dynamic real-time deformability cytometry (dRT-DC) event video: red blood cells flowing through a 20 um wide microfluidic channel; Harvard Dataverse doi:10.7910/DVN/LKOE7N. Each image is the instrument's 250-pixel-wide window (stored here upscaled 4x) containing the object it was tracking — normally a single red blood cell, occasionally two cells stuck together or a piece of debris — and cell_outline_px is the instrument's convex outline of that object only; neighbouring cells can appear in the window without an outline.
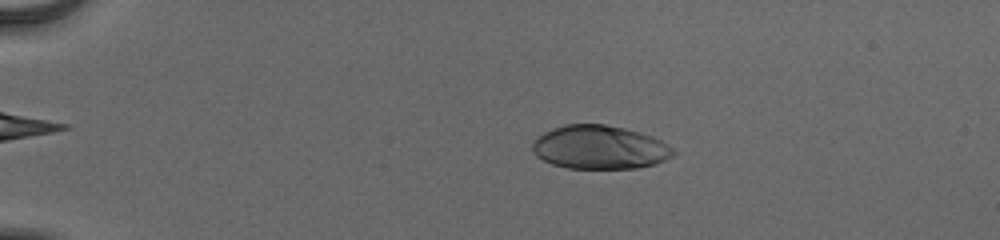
{"species": "human", "species_latin": "Homo sapiens", "temperature_condition": "cold", "stored_images_in_passage": 54, "camera_frame_rate_fps": 3000, "um_per_image_px": 0.085, "donor": {"sex": "male"}, "frame": {"image": 1, "passage_image": 12, "time_ms": 3.667, "image_size_px": [1000, 240], "cell_outline_px": [[676, 152], [672, 156], [656, 164], [636, 168], [568, 168], [552, 164], [536, 156], [532, 152], [532, 144], [544, 132], [552, 128], [564, 124], [604, 124], [624, 128], [640, 132], [652, 136], [668, 144]], "centroid_in_image_um": [50.98, 12.52], "position_along_channel_um": 34.0, "area_um2": 35.78}}
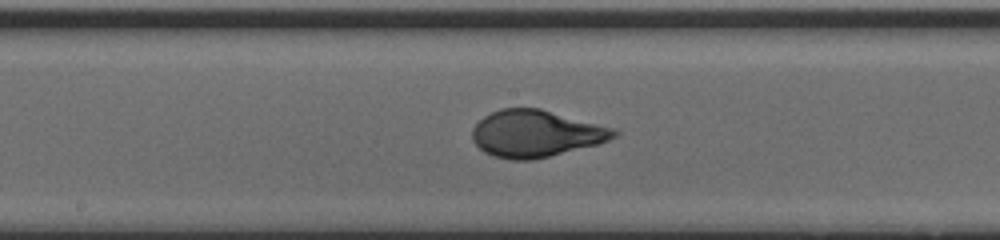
{"frame": {"image": 2, "passage_image": 31, "time_ms": 10.0, "image_size_px": [1000, 240], "cell_outline_px": [[620, 132], [616, 136], [600, 144], [532, 160], [508, 160], [492, 156], [484, 152], [472, 140], [472, 128], [484, 116], [500, 108], [540, 108], [616, 128]], "centroid_in_image_um": [45.56, 11.36], "position_along_channel_um": 202.6, "area_um2": 39.02}}
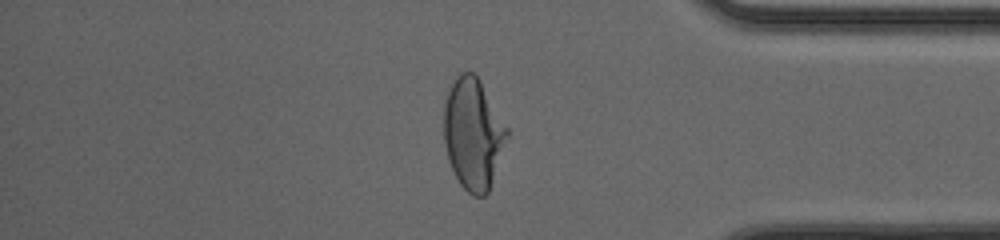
{"frame": {"image": 3, "passage_image": 47, "time_ms": 15.333, "image_size_px": [1000, 240], "cell_outline_px": [[508, 136], [488, 192], [484, 196], [472, 196], [460, 184], [452, 168], [444, 144], [444, 100], [456, 76], [460, 72], [472, 72], [480, 80], [508, 128]], "centroid_in_image_um": [40.21, 11.36], "position_along_channel_um": 395.0, "area_um2": 40.52}, "authors_computed_cell_mechanics": {"area_um2": 38.0902, "velocity_mm_per_s": 3.8887, "shape_relaxation_time_tau1_ms": 4.2067, "shape_relaxation_time_tau2_ms": null, "deformation_change_tau1": 0.2156, "deformation_change_tau2": null}}